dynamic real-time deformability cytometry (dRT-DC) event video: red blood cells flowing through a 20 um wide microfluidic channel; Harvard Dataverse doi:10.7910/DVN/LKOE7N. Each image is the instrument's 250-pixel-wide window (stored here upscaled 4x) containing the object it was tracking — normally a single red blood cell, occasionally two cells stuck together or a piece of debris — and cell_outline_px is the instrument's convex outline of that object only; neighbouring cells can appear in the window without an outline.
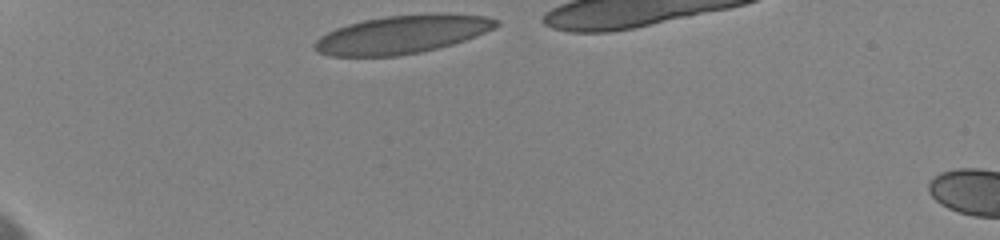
{"species": "human", "species_latin": "Homo sapiens", "temperature_condition": "cold", "stored_images_in_passage": 23, "camera_frame_rate_fps": 3000, "um_per_image_px": 0.085, "donor": {"sex": "female"}, "frame": {"image": 1, "passage_image": 1, "time_ms": 0.0, "image_size_px": [1000, 240], "cell_outline_px": [[500, 24], [496, 28], [476, 36], [452, 44], [420, 52], [396, 56], [328, 56], [316, 52], [312, 48], [316, 40], [320, 36], [336, 28], [348, 24], [364, 20], [384, 16], [432, 12], [448, 12], [488, 16], [500, 20]], "centroid_in_image_um": [34.22, 2.9], "position_along_channel_um": 50.8, "area_um2": 41.1}}